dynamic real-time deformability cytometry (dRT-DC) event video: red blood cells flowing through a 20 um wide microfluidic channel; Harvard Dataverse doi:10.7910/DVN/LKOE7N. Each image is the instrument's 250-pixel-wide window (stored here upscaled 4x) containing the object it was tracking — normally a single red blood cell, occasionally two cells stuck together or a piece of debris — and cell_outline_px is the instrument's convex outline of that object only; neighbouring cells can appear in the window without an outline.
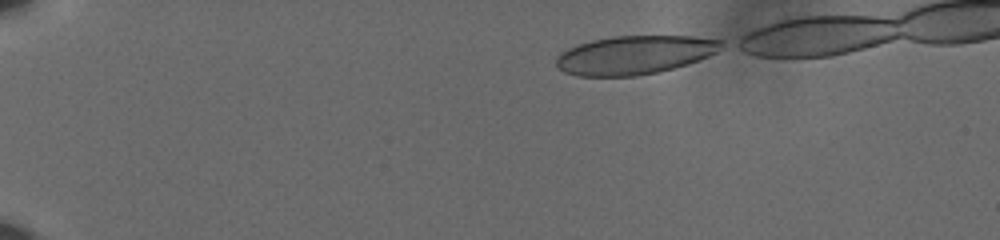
{"species": "human", "species_latin": "Homo sapiens", "temperature_condition": "cold", "stored_images_in_passage": 45, "camera_frame_rate_fps": 3000, "um_per_image_px": 0.085, "donor": {"sex": "male"}, "frame": {"image": 1, "passage_image": 1, "time_ms": 0.0, "image_size_px": [1000, 240], "cell_outline_px": [[724, 44], [716, 52], [708, 56], [688, 64], [656, 72], [636, 76], [576, 76], [564, 72], [556, 64], [556, 56], [560, 52], [568, 48], [592, 40], [612, 36], [692, 36], [724, 40]], "centroid_in_image_um": [53.93, 4.67], "position_along_channel_um": 31.1, "area_um2": 37.11}}
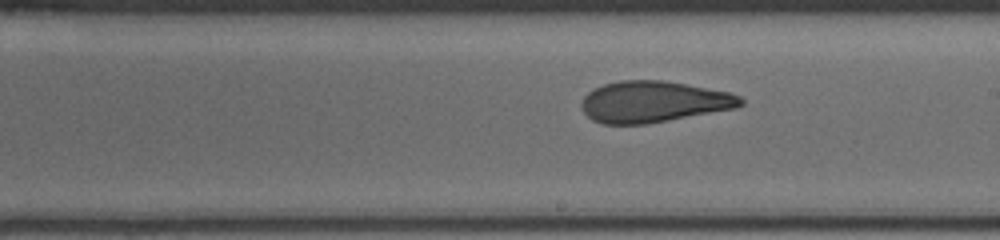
{"frame": {"image": 2, "passage_image": 26, "time_ms": 8.333, "image_size_px": [1000, 240], "cell_outline_px": [[744, 104], [736, 108], [648, 124], [600, 124], [592, 120], [584, 112], [580, 104], [584, 96], [588, 92], [604, 84], [620, 80], [660, 80], [684, 84], [728, 92], [740, 96], [744, 100]], "centroid_in_image_um": [55.53, 8.66], "position_along_channel_um": 233.5, "area_um2": 38.21}}
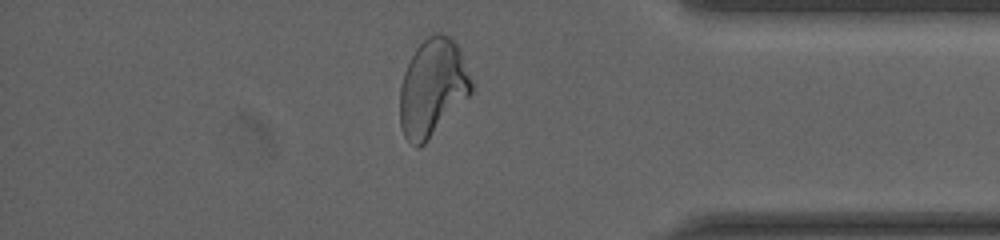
{"frame": {"image": 3, "passage_image": 41, "time_ms": 13.333, "image_size_px": [1000, 240], "cell_outline_px": [[472, 92], [424, 144], [420, 148], [416, 148], [404, 136], [400, 124], [400, 88], [404, 72], [416, 48], [428, 36], [436, 32], [440, 32], [452, 36], [460, 48], [472, 80]], "centroid_in_image_um": [36.77, 7.42], "position_along_channel_um": 398.4, "area_um2": 40.52}}